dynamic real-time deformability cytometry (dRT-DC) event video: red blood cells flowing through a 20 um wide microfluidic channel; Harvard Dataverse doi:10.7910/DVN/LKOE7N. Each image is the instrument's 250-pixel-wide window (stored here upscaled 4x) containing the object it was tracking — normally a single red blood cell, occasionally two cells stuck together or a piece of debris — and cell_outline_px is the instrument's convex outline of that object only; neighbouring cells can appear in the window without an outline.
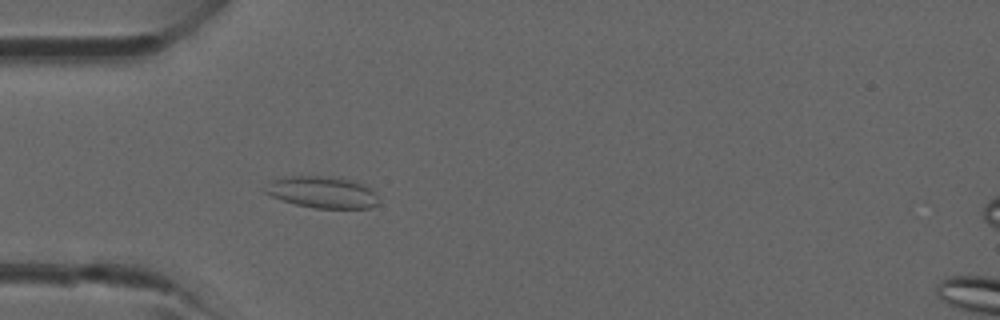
{"species": "common noctule bat (a hibernating species)", "species_latin": "Nyctalus noctula", "temperature_condition": "room temperature", "stored_images_in_passage": 4, "camera_frame_rate_fps": 3000, "um_per_image_px": 0.085, "animal": {"sex": "male", "forearm_length_mm": 52.5}, "frame": {"image": 1, "passage_image": 4, "time_ms": 3.333, "image_size_px": [1000, 320], "cell_outline_px": [[376, 204], [368, 208], [316, 208], [296, 204], [272, 196], [264, 192], [264, 188], [272, 180], [284, 176], [328, 176], [352, 180], [372, 188], [376, 192]], "centroid_in_image_um": [27.38, 16.32], "position_along_channel_um": 57.6, "area_um2": 20.75}}